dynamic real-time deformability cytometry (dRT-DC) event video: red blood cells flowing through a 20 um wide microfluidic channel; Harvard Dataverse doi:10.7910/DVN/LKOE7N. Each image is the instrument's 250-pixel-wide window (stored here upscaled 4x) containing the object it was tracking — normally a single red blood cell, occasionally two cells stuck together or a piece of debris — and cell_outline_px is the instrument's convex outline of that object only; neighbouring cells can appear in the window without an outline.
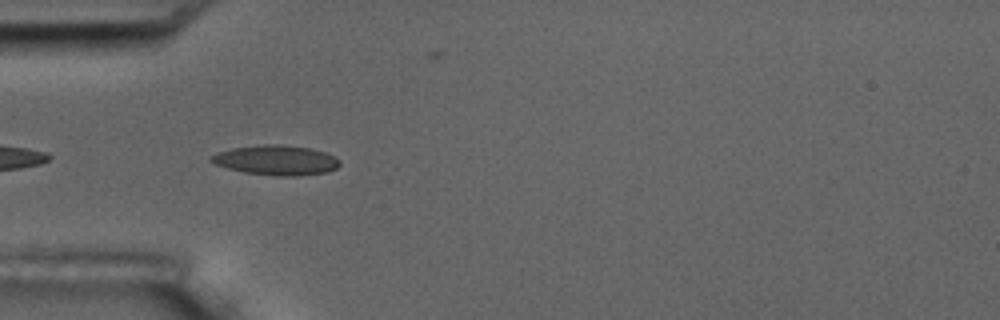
{"species": "common noctule bat (a hibernating species)", "species_latin": "Nyctalus noctula", "temperature_condition": "room temperature", "stored_images_in_passage": 3, "camera_frame_rate_fps": 3000, "um_per_image_px": 0.085, "animal": {"sex": "male", "body_mass_g": 17.5, "forearm_length_mm": 52.3}, "frame": {"image": 1, "passage_image": 3, "time_ms": 2.0, "image_size_px": [1000, 320], "cell_outline_px": [[340, 164], [336, 168], [328, 172], [296, 176], [276, 176], [244, 172], [212, 164], [208, 160], [208, 156], [216, 152], [232, 148], [264, 144], [276, 144], [308, 148], [324, 152], [336, 156], [340, 160]], "centroid_in_image_um": [23.43, 13.62], "position_along_channel_um": 61.6, "area_um2": 22.54}}